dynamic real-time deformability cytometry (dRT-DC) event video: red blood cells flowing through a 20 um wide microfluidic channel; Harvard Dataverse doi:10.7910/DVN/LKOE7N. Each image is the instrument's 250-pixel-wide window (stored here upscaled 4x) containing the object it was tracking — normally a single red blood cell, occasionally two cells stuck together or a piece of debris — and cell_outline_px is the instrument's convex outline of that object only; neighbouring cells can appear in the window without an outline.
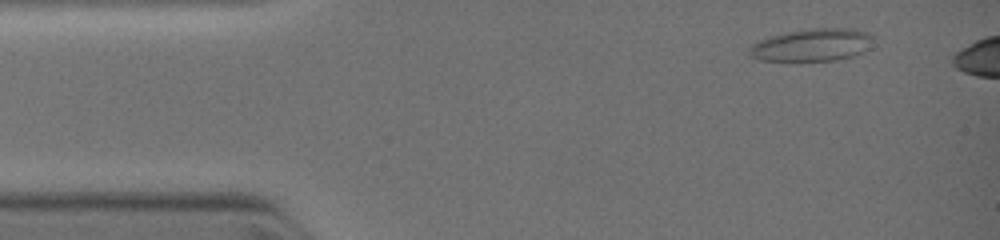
{"species": "common noctule bat (a hibernating species)", "species_latin": "Nyctalus noctula", "temperature_condition": "warm", "stored_images_in_passage": 6, "camera_frame_rate_fps": 3000, "um_per_image_px": 0.085, "animal": {"sex": "female", "body_mass_g": 19.0, "forearm_length_mm": 51.5}, "frame": {"image": 1, "passage_image": 2, "time_ms": 0.667, "image_size_px": [1000, 240], "cell_outline_px": [[876, 36], [868, 48], [864, 52], [856, 56], [836, 60], [760, 60], [748, 56], [748, 48], [752, 44], [760, 40], [772, 36], [788, 32], [808, 28], [852, 28], [868, 32]], "centroid_in_image_um": [69.08, 3.81], "position_along_channel_um": 15.9, "area_um2": 23.7}}